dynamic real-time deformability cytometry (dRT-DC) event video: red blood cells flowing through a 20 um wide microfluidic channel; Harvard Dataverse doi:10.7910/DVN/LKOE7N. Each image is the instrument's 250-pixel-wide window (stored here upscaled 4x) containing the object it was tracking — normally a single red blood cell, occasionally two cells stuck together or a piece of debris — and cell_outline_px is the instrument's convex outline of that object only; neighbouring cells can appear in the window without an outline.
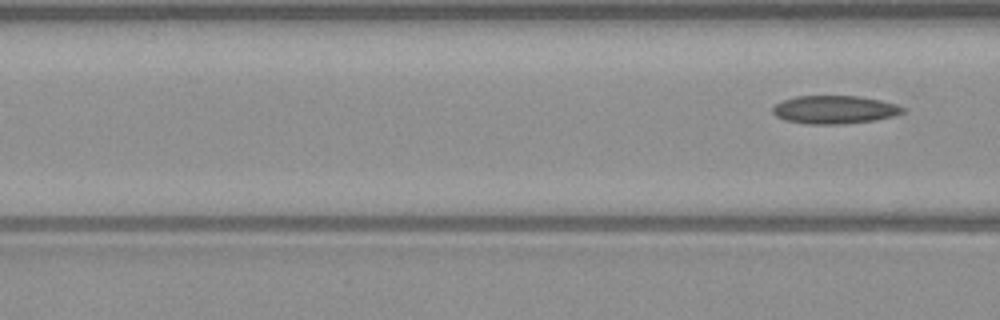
{"species": "common noctule bat (a hibernating species)", "species_latin": "Nyctalus noctula", "temperature_condition": "warm", "stored_images_in_passage": 6, "camera_frame_rate_fps": 3000, "um_per_image_px": 0.085, "animal": {"sex": "male", "body_mass_g": 23.1, "forearm_length_mm": 52.7}, "frame": {"image": 1, "passage_image": 6, "time_ms": 7.0, "image_size_px": [1000, 320], "cell_outline_px": [[904, 112], [892, 116], [872, 120], [840, 124], [808, 124], [784, 120], [776, 116], [772, 112], [772, 108], [776, 104], [784, 100], [796, 96], [860, 96], [880, 100], [896, 104], [904, 108]], "centroid_in_image_um": [70.9, 9.31], "position_along_channel_um": 95.7, "area_um2": 21.15}}